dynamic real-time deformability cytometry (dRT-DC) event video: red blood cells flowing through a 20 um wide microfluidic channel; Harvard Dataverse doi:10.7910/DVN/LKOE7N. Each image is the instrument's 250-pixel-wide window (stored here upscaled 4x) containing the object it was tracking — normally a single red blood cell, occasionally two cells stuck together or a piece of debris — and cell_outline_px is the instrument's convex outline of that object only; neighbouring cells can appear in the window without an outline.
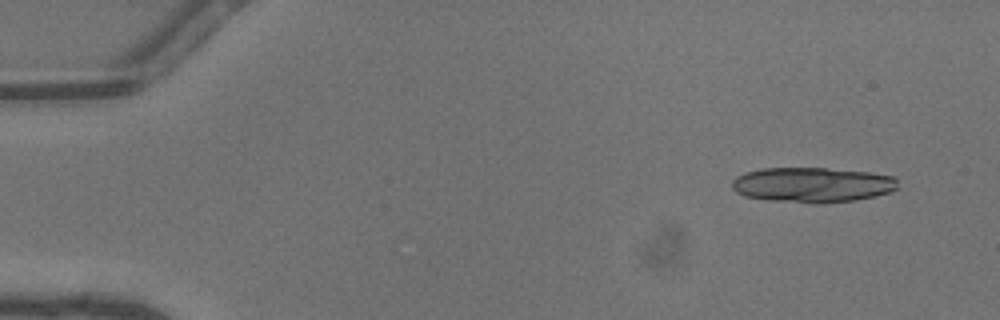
{"species": "common noctule bat (a hibernating species)", "species_latin": "Nyctalus noctula", "temperature_condition": "warm", "stored_images_in_passage": 10, "camera_frame_rate_fps": 3000, "um_per_image_px": 0.085, "animal": {"sex": "male", "body_mass_g": 13.3}, "frame": {"image": 1, "passage_image": 1, "time_ms": 0.0, "image_size_px": [1000, 320], "cell_outline_px": [[896, 188], [892, 192], [876, 196], [856, 200], [824, 204], [812, 204], [768, 200], [744, 196], [736, 192], [732, 188], [732, 180], [736, 176], [744, 172], [764, 168], [824, 168], [872, 172], [892, 176], [896, 180]], "centroid_in_image_um": [69.04, 15.72], "position_along_channel_um": 16.0, "area_um2": 34.33}}